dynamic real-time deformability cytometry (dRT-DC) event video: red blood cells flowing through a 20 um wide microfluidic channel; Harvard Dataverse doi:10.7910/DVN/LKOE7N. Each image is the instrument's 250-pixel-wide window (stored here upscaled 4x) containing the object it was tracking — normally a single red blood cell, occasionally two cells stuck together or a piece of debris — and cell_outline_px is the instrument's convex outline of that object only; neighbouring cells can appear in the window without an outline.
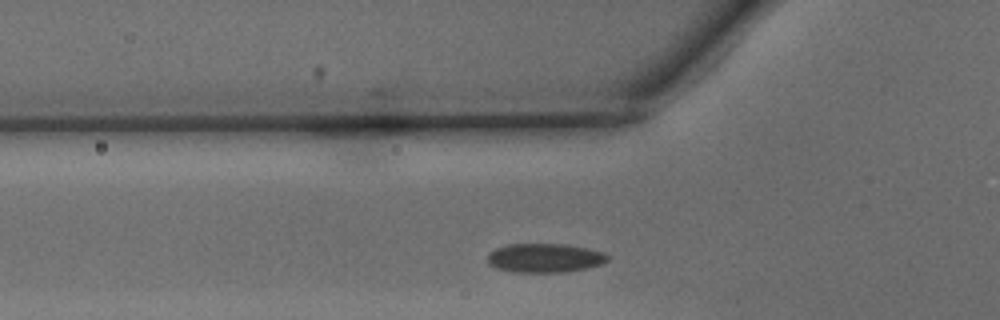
{"species": "common noctule bat (a hibernating species)", "species_latin": "Nyctalus noctula", "temperature_condition": "warm", "stored_images_in_passage": 24, "camera_frame_rate_fps": 3000, "um_per_image_px": 0.085, "animal": {"sex": "male", "body_mass_g": 15.6}, "frame": {"image": 1, "passage_image": 3, "time_ms": 0.667, "image_size_px": [1000, 320], "cell_outline_px": [[608, 260], [604, 264], [588, 268], [560, 272], [516, 272], [496, 268], [488, 264], [488, 252], [496, 248], [508, 244], [564, 244], [588, 248], [600, 252], [608, 256]], "centroid_in_image_um": [46.28, 21.92], "position_along_channel_um": 79.5, "area_um2": 20.29}}
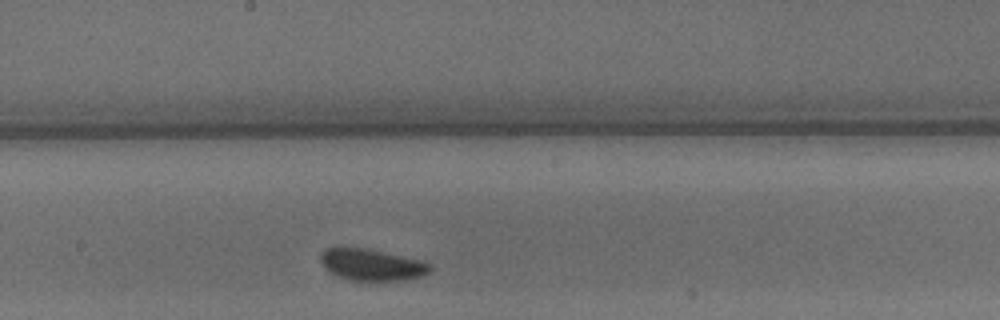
{"frame": {"image": 2, "passage_image": 13, "time_ms": 4.0, "image_size_px": [1000, 320], "cell_outline_px": [[432, 268], [428, 272], [420, 276], [404, 280], [368, 284], [352, 280], [340, 276], [324, 268], [320, 260], [320, 256], [328, 248], [368, 248], [432, 264]], "centroid_in_image_um": [31.6, 22.56], "position_along_channel_um": 216.6, "area_um2": 20.29}}
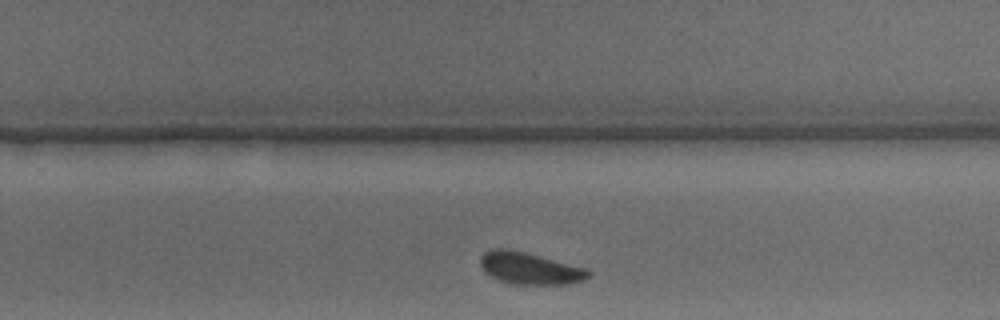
{"frame": {"image": 3, "passage_image": 18, "time_ms": 5.667, "image_size_px": [1000, 320], "cell_outline_px": [[592, 276], [584, 280], [568, 284], [516, 284], [500, 280], [484, 272], [480, 264], [480, 256], [484, 252], [492, 248], [508, 248], [588, 268], [592, 272]], "centroid_in_image_um": [45.06, 22.8], "position_along_channel_um": 284.7, "area_um2": 20.23}, "authors_computed_cell_mechanics": {"area_um2": 20.0277, "velocity_mm_per_s": 4.0976, "shape_relaxation_time_tau1_ms": 2.3979, "shape_relaxation_time_tau2_ms": null, "deformation_change_tau1": 0.0571, "deformation_change_tau2": null}}